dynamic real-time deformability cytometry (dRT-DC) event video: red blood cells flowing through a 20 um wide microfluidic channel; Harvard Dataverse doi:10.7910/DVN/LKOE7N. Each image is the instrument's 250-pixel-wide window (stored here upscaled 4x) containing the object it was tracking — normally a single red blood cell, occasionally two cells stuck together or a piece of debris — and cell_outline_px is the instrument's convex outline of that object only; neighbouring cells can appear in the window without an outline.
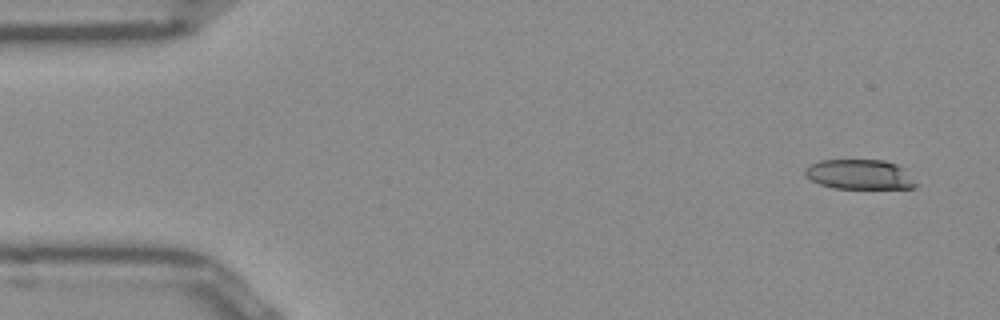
{"species": "Egyptian fruit bat (a non-hibernating species)", "species_latin": "Rousettus aegyptiacus", "temperature_condition": "room temperature", "stored_images_in_passage": 49, "camera_frame_rate_fps": 3000, "um_per_image_px": 0.085, "frame": {"image": 1, "passage_image": 1, "time_ms": 0.0, "image_size_px": [1000, 320], "cell_outline_px": [[920, 184], [916, 188], [832, 188], [820, 184], [804, 176], [804, 168], [808, 164], [820, 160], [884, 160], [896, 164], [904, 168]], "centroid_in_image_um": [73.08, 14.82], "position_along_channel_um": 11.9, "area_um2": 19.59}}
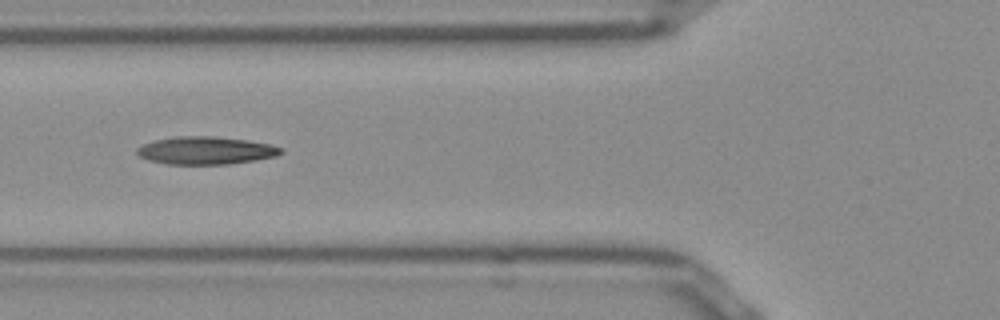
{"frame": {"image": 2, "passage_image": 17, "time_ms": 5.333, "image_size_px": [1000, 320], "cell_outline_px": [[284, 152], [276, 156], [256, 160], [228, 164], [168, 164], [148, 160], [140, 156], [136, 152], [136, 148], [144, 144], [156, 140], [176, 136], [216, 136], [248, 140], [272, 144], [284, 148]], "centroid_in_image_um": [17.54, 12.79], "position_along_channel_um": 108.3, "area_um2": 23.41}}
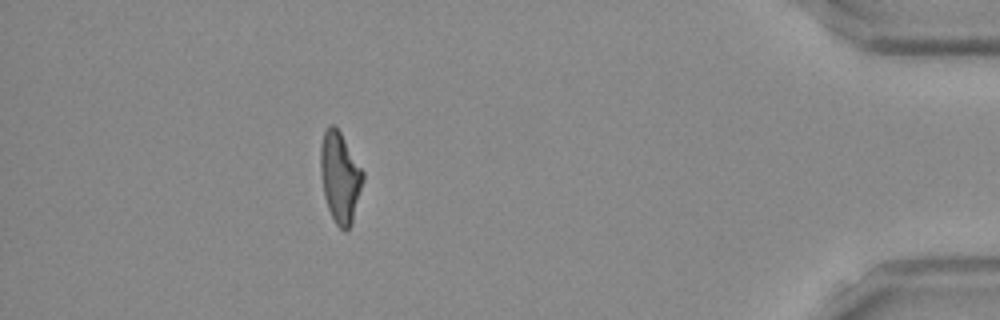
{"frame": {"image": 3, "passage_image": 44, "time_ms": 14.333, "image_size_px": [1000, 320], "cell_outline_px": [[364, 180], [352, 224], [344, 232], [336, 224], [328, 208], [324, 196], [320, 172], [320, 144], [324, 132], [328, 124], [336, 124], [364, 172]], "centroid_in_image_um": [28.9, 15.03], "position_along_channel_um": 406.3, "area_um2": 22.72}, "authors_computed_cell_mechanics": {"area_um2": 22.4264, "velocity_mm_per_s": 3.9239, "shape_relaxation_time_tau1_ms": null, "shape_relaxation_time_tau2_ms": 3.2148, "deformation_change_tau1": null, "deformation_change_tau2": 0.1249}}